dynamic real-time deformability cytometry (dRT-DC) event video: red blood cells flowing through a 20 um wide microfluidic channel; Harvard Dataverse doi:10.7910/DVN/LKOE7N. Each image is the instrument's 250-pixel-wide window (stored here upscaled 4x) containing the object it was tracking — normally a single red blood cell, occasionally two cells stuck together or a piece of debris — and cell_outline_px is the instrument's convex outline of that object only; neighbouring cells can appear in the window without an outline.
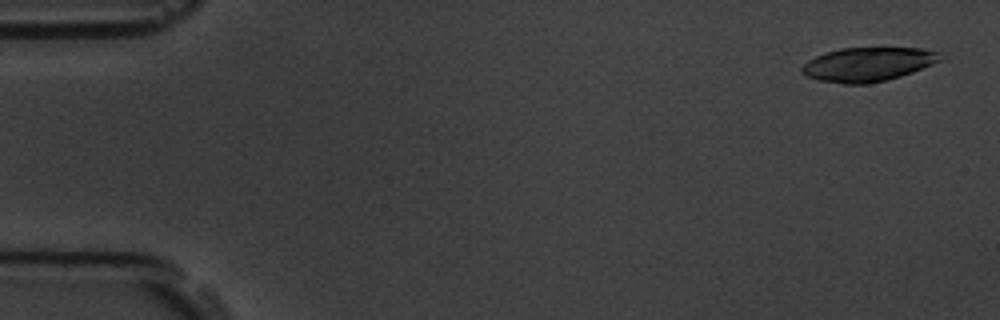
{"species": "common noctule bat (a hibernating species)", "species_latin": "Nyctalus noctula", "temperature_condition": "room temperature", "stored_images_in_passage": 13, "camera_frame_rate_fps": 3000, "um_per_image_px": 0.085, "animal": {"sex": "male", "body_mass_g": 19.5, "forearm_length_mm": 54.6}, "frame": {"image": 1, "passage_image": 3, "time_ms": 0.667, "image_size_px": [1000, 320], "cell_outline_px": [[940, 60], [932, 64], [912, 72], [900, 76], [868, 84], [844, 84], [820, 80], [804, 76], [800, 72], [800, 68], [808, 60], [816, 56], [840, 48], [924, 48], [940, 52]], "centroid_in_image_um": [73.74, 5.47], "position_along_channel_um": 11.3, "area_um2": 27.28}}